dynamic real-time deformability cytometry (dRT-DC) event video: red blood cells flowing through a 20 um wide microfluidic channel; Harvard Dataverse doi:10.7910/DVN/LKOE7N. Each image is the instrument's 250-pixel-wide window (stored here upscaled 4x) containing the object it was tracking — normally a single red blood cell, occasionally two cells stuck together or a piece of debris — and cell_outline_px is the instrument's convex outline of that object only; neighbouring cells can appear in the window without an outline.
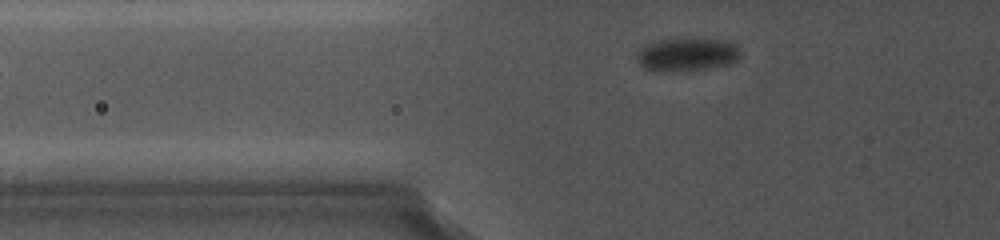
{"species": "common noctule bat (a hibernating species)", "species_latin": "Nyctalus noctula", "temperature_condition": "cold", "stored_images_in_passage": 4, "camera_frame_rate_fps": 5000, "um_per_image_px": 0.085, "animal": {"sex": "female", "body_mass_g": 19.0, "forearm_length_mm": 56.7}, "frame": {"image": 1, "passage_image": 4, "time_ms": 3.0, "image_size_px": [1000, 240], "cell_outline_px": [[740, 56], [736, 60], [728, 64], [712, 68], [684, 72], [664, 72], [644, 68], [640, 64], [636, 56], [636, 52], [640, 48], [652, 40], [728, 40], [736, 44], [740, 52]], "centroid_in_image_um": [58.37, 4.67], "position_along_channel_um": 67.4, "area_um2": 20.17}}